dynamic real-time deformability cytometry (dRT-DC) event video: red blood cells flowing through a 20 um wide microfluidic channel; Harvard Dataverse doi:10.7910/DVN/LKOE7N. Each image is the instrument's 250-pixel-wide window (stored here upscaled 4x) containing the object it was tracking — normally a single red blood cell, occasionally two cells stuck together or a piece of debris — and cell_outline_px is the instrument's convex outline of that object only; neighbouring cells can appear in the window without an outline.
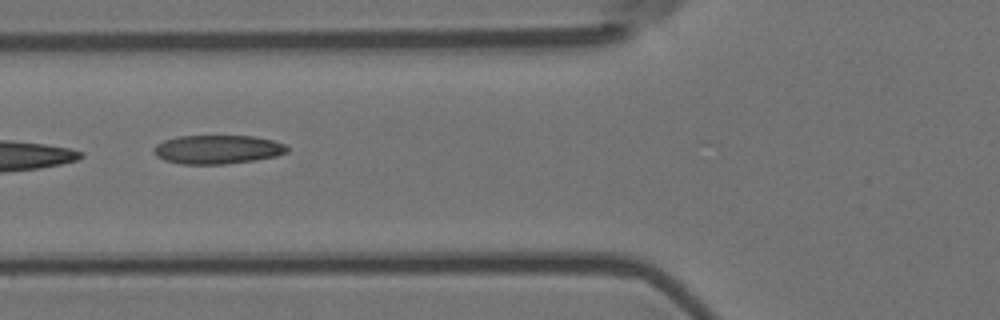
{"species": "Egyptian fruit bat (a non-hibernating species)", "species_latin": "Rousettus aegyptiacus", "temperature_condition": "room temperature", "stored_images_in_passage": 6, "camera_frame_rate_fps": 3000, "um_per_image_px": 0.085, "animal": {"sex": "female"}, "frame": {"image": 1, "passage_image": 4, "time_ms": 1.0, "image_size_px": [1000, 320], "cell_outline_px": [[288, 152], [276, 156], [256, 160], [224, 164], [180, 164], [164, 160], [156, 156], [156, 144], [164, 140], [176, 136], [252, 136], [272, 140], [284, 144], [288, 148]], "centroid_in_image_um": [18.5, 12.7], "position_along_channel_um": 107.3, "area_um2": 22.31}}
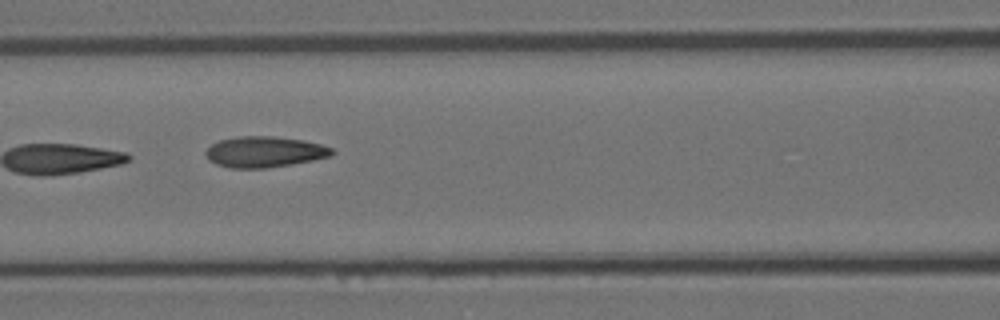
{"frame": {"image": 2, "passage_image": 5, "time_ms": 1.333, "image_size_px": [1000, 320], "cell_outline_px": [[336, 152], [332, 156], [292, 164], [268, 168], [228, 168], [216, 164], [208, 160], [204, 152], [212, 144], [220, 140], [240, 136], [272, 136], [304, 140], [320, 144], [332, 148]], "centroid_in_image_um": [22.48, 12.91], "position_along_channel_um": 144.1, "area_um2": 22.83}}